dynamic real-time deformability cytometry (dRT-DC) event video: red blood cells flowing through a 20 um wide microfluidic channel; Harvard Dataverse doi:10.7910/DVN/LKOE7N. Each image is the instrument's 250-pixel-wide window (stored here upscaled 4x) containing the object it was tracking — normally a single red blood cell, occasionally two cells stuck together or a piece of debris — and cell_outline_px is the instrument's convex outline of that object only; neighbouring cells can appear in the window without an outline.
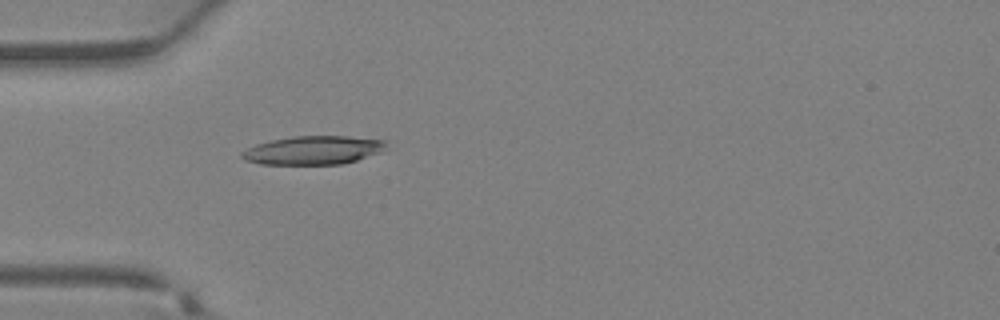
{"species": "Egyptian fruit bat (a non-hibernating species)", "species_latin": "Rousettus aegyptiacus", "temperature_condition": "warm", "stored_images_in_passage": 28, "camera_frame_rate_fps": 3000, "um_per_image_px": 0.085, "animal": {"sex": "female"}, "frame": {"image": 1, "passage_image": 3, "time_ms": 0.667, "image_size_px": [1000, 320], "cell_outline_px": [[388, 144], [380, 152], [356, 160], [340, 164], [260, 164], [244, 160], [240, 156], [240, 152], [256, 144], [272, 140], [292, 136], [348, 136], [388, 140]], "centroid_in_image_um": [26.62, 12.76], "position_along_channel_um": 58.4, "area_um2": 24.04}}
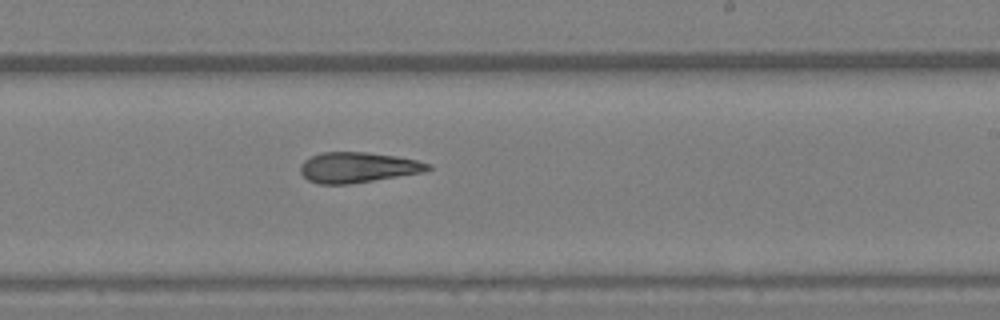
{"frame": {"image": 2, "passage_image": 14, "time_ms": 4.333, "image_size_px": [1000, 320], "cell_outline_px": [[432, 168], [424, 172], [348, 184], [320, 184], [308, 180], [300, 172], [300, 164], [304, 160], [312, 156], [324, 152], [368, 152], [396, 156], [416, 160], [432, 164]], "centroid_in_image_um": [30.42, 14.22], "position_along_channel_um": 258.6, "area_um2": 22.54}}
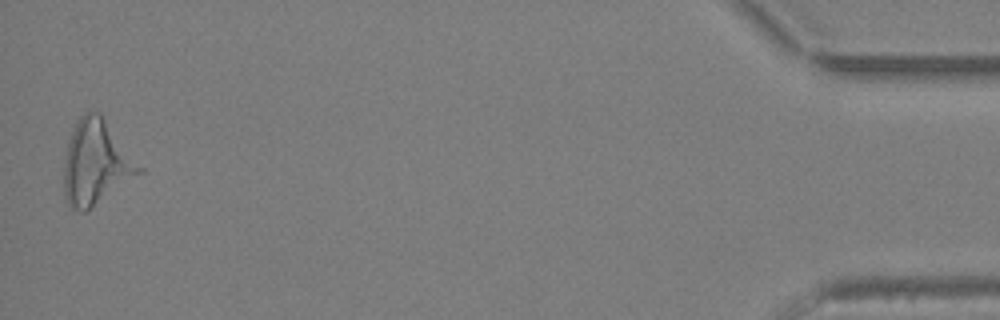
{"frame": {"image": 3, "passage_image": 28, "time_ms": 9.0, "image_size_px": [1000, 320], "cell_outline_px": [[144, 172], [84, 212], [80, 212], [72, 208], [68, 204], [64, 196], [64, 164], [68, 144], [76, 120], [84, 112], [100, 112], [144, 168]], "centroid_in_image_um": [8.18, 13.82], "position_along_channel_um": 427.0, "area_um2": 36.99}}